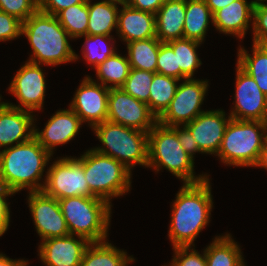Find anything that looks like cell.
Instances as JSON below:
<instances>
[{"instance_id": "obj_16", "label": "cell", "mask_w": 267, "mask_h": 266, "mask_svg": "<svg viewBox=\"0 0 267 266\" xmlns=\"http://www.w3.org/2000/svg\"><path fill=\"white\" fill-rule=\"evenodd\" d=\"M230 120L231 116L226 119L224 111L210 110L200 113L185 126L198 143L201 153L217 155Z\"/></svg>"}, {"instance_id": "obj_23", "label": "cell", "mask_w": 267, "mask_h": 266, "mask_svg": "<svg viewBox=\"0 0 267 266\" xmlns=\"http://www.w3.org/2000/svg\"><path fill=\"white\" fill-rule=\"evenodd\" d=\"M213 14L205 0H186L183 38L202 43Z\"/></svg>"}, {"instance_id": "obj_19", "label": "cell", "mask_w": 267, "mask_h": 266, "mask_svg": "<svg viewBox=\"0 0 267 266\" xmlns=\"http://www.w3.org/2000/svg\"><path fill=\"white\" fill-rule=\"evenodd\" d=\"M80 125V117L70 107L58 110L41 132L34 129V138L52 155L55 146L65 144L76 136Z\"/></svg>"}, {"instance_id": "obj_37", "label": "cell", "mask_w": 267, "mask_h": 266, "mask_svg": "<svg viewBox=\"0 0 267 266\" xmlns=\"http://www.w3.org/2000/svg\"><path fill=\"white\" fill-rule=\"evenodd\" d=\"M253 43L267 47V6L256 5L253 10Z\"/></svg>"}, {"instance_id": "obj_3", "label": "cell", "mask_w": 267, "mask_h": 266, "mask_svg": "<svg viewBox=\"0 0 267 266\" xmlns=\"http://www.w3.org/2000/svg\"><path fill=\"white\" fill-rule=\"evenodd\" d=\"M21 35L32 47L33 55L28 60L32 63L54 66L78 59L69 44V34L54 15L37 10L22 23Z\"/></svg>"}, {"instance_id": "obj_9", "label": "cell", "mask_w": 267, "mask_h": 266, "mask_svg": "<svg viewBox=\"0 0 267 266\" xmlns=\"http://www.w3.org/2000/svg\"><path fill=\"white\" fill-rule=\"evenodd\" d=\"M46 172L42 191L57 200L66 197L95 196L84 175V154L80 158L63 157Z\"/></svg>"}, {"instance_id": "obj_21", "label": "cell", "mask_w": 267, "mask_h": 266, "mask_svg": "<svg viewBox=\"0 0 267 266\" xmlns=\"http://www.w3.org/2000/svg\"><path fill=\"white\" fill-rule=\"evenodd\" d=\"M254 5L247 0H235L213 14V25L219 32L243 38L253 18Z\"/></svg>"}, {"instance_id": "obj_18", "label": "cell", "mask_w": 267, "mask_h": 266, "mask_svg": "<svg viewBox=\"0 0 267 266\" xmlns=\"http://www.w3.org/2000/svg\"><path fill=\"white\" fill-rule=\"evenodd\" d=\"M32 112L0 102V148L22 144L34 137Z\"/></svg>"}, {"instance_id": "obj_13", "label": "cell", "mask_w": 267, "mask_h": 266, "mask_svg": "<svg viewBox=\"0 0 267 266\" xmlns=\"http://www.w3.org/2000/svg\"><path fill=\"white\" fill-rule=\"evenodd\" d=\"M236 73L235 106L230 113L231 118L267 122V95L238 65Z\"/></svg>"}, {"instance_id": "obj_36", "label": "cell", "mask_w": 267, "mask_h": 266, "mask_svg": "<svg viewBox=\"0 0 267 266\" xmlns=\"http://www.w3.org/2000/svg\"><path fill=\"white\" fill-rule=\"evenodd\" d=\"M38 10V0H0V11L16 17L22 23Z\"/></svg>"}, {"instance_id": "obj_40", "label": "cell", "mask_w": 267, "mask_h": 266, "mask_svg": "<svg viewBox=\"0 0 267 266\" xmlns=\"http://www.w3.org/2000/svg\"><path fill=\"white\" fill-rule=\"evenodd\" d=\"M88 0H38V10L56 16L70 6L85 3Z\"/></svg>"}, {"instance_id": "obj_39", "label": "cell", "mask_w": 267, "mask_h": 266, "mask_svg": "<svg viewBox=\"0 0 267 266\" xmlns=\"http://www.w3.org/2000/svg\"><path fill=\"white\" fill-rule=\"evenodd\" d=\"M22 22L16 17L0 11V41H8L21 36Z\"/></svg>"}, {"instance_id": "obj_5", "label": "cell", "mask_w": 267, "mask_h": 266, "mask_svg": "<svg viewBox=\"0 0 267 266\" xmlns=\"http://www.w3.org/2000/svg\"><path fill=\"white\" fill-rule=\"evenodd\" d=\"M266 138L267 122L231 118L217 156L227 165L257 167Z\"/></svg>"}, {"instance_id": "obj_25", "label": "cell", "mask_w": 267, "mask_h": 266, "mask_svg": "<svg viewBox=\"0 0 267 266\" xmlns=\"http://www.w3.org/2000/svg\"><path fill=\"white\" fill-rule=\"evenodd\" d=\"M133 257L105 241L91 242L85 250L80 266H126Z\"/></svg>"}, {"instance_id": "obj_29", "label": "cell", "mask_w": 267, "mask_h": 266, "mask_svg": "<svg viewBox=\"0 0 267 266\" xmlns=\"http://www.w3.org/2000/svg\"><path fill=\"white\" fill-rule=\"evenodd\" d=\"M180 80L155 73L150 85L148 107L157 119L169 107Z\"/></svg>"}, {"instance_id": "obj_4", "label": "cell", "mask_w": 267, "mask_h": 266, "mask_svg": "<svg viewBox=\"0 0 267 266\" xmlns=\"http://www.w3.org/2000/svg\"><path fill=\"white\" fill-rule=\"evenodd\" d=\"M156 171L168 169L184 183H198L207 175L194 176V159L184 150L178 140L177 129L157 122L148 132V164Z\"/></svg>"}, {"instance_id": "obj_45", "label": "cell", "mask_w": 267, "mask_h": 266, "mask_svg": "<svg viewBox=\"0 0 267 266\" xmlns=\"http://www.w3.org/2000/svg\"><path fill=\"white\" fill-rule=\"evenodd\" d=\"M25 260H13L0 253V266H27Z\"/></svg>"}, {"instance_id": "obj_27", "label": "cell", "mask_w": 267, "mask_h": 266, "mask_svg": "<svg viewBox=\"0 0 267 266\" xmlns=\"http://www.w3.org/2000/svg\"><path fill=\"white\" fill-rule=\"evenodd\" d=\"M252 56L240 47L238 50V65L251 76L260 90L267 95V47L253 43Z\"/></svg>"}, {"instance_id": "obj_15", "label": "cell", "mask_w": 267, "mask_h": 266, "mask_svg": "<svg viewBox=\"0 0 267 266\" xmlns=\"http://www.w3.org/2000/svg\"><path fill=\"white\" fill-rule=\"evenodd\" d=\"M110 88L85 77L75 92L70 108L80 117L81 122H87L90 127L107 120L108 94Z\"/></svg>"}, {"instance_id": "obj_44", "label": "cell", "mask_w": 267, "mask_h": 266, "mask_svg": "<svg viewBox=\"0 0 267 266\" xmlns=\"http://www.w3.org/2000/svg\"><path fill=\"white\" fill-rule=\"evenodd\" d=\"M205 1L211 10V13L214 14L216 11L231 4L235 0H205Z\"/></svg>"}, {"instance_id": "obj_31", "label": "cell", "mask_w": 267, "mask_h": 266, "mask_svg": "<svg viewBox=\"0 0 267 266\" xmlns=\"http://www.w3.org/2000/svg\"><path fill=\"white\" fill-rule=\"evenodd\" d=\"M173 49L177 68H180V80L193 78L195 70L202 64L196 53L200 42L187 38H180L167 42Z\"/></svg>"}, {"instance_id": "obj_46", "label": "cell", "mask_w": 267, "mask_h": 266, "mask_svg": "<svg viewBox=\"0 0 267 266\" xmlns=\"http://www.w3.org/2000/svg\"><path fill=\"white\" fill-rule=\"evenodd\" d=\"M257 166L267 169V138H266V140L264 142V145H263V148H262V152H261V156H260V159H259V162H258Z\"/></svg>"}, {"instance_id": "obj_42", "label": "cell", "mask_w": 267, "mask_h": 266, "mask_svg": "<svg viewBox=\"0 0 267 266\" xmlns=\"http://www.w3.org/2000/svg\"><path fill=\"white\" fill-rule=\"evenodd\" d=\"M177 129V136L179 143L184 148V150L192 157L194 158V154L196 152H201L198 143L195 141L194 137L192 136L191 132L188 130V128L183 125V128L181 129L179 126H174Z\"/></svg>"}, {"instance_id": "obj_24", "label": "cell", "mask_w": 267, "mask_h": 266, "mask_svg": "<svg viewBox=\"0 0 267 266\" xmlns=\"http://www.w3.org/2000/svg\"><path fill=\"white\" fill-rule=\"evenodd\" d=\"M204 252L207 266H245L241 249L230 234L216 236Z\"/></svg>"}, {"instance_id": "obj_43", "label": "cell", "mask_w": 267, "mask_h": 266, "mask_svg": "<svg viewBox=\"0 0 267 266\" xmlns=\"http://www.w3.org/2000/svg\"><path fill=\"white\" fill-rule=\"evenodd\" d=\"M166 0H131L128 6L156 14Z\"/></svg>"}, {"instance_id": "obj_12", "label": "cell", "mask_w": 267, "mask_h": 266, "mask_svg": "<svg viewBox=\"0 0 267 266\" xmlns=\"http://www.w3.org/2000/svg\"><path fill=\"white\" fill-rule=\"evenodd\" d=\"M29 208L42 241L70 235L59 201L43 191L29 192Z\"/></svg>"}, {"instance_id": "obj_20", "label": "cell", "mask_w": 267, "mask_h": 266, "mask_svg": "<svg viewBox=\"0 0 267 266\" xmlns=\"http://www.w3.org/2000/svg\"><path fill=\"white\" fill-rule=\"evenodd\" d=\"M118 12L117 34L126 43L156 37V15L130 6Z\"/></svg>"}, {"instance_id": "obj_22", "label": "cell", "mask_w": 267, "mask_h": 266, "mask_svg": "<svg viewBox=\"0 0 267 266\" xmlns=\"http://www.w3.org/2000/svg\"><path fill=\"white\" fill-rule=\"evenodd\" d=\"M186 0H166L157 11L156 38L168 42L183 38Z\"/></svg>"}, {"instance_id": "obj_41", "label": "cell", "mask_w": 267, "mask_h": 266, "mask_svg": "<svg viewBox=\"0 0 267 266\" xmlns=\"http://www.w3.org/2000/svg\"><path fill=\"white\" fill-rule=\"evenodd\" d=\"M15 194L0 182V236L8 229L10 222V210L6 197Z\"/></svg>"}, {"instance_id": "obj_33", "label": "cell", "mask_w": 267, "mask_h": 266, "mask_svg": "<svg viewBox=\"0 0 267 266\" xmlns=\"http://www.w3.org/2000/svg\"><path fill=\"white\" fill-rule=\"evenodd\" d=\"M84 37L86 41L83 45L84 48L82 50V54L84 59L88 61L90 65L93 64V67L103 63L109 56H112L117 52L112 47L113 44L108 45V43H106L108 39L110 41L113 39L111 36L84 35Z\"/></svg>"}, {"instance_id": "obj_26", "label": "cell", "mask_w": 267, "mask_h": 266, "mask_svg": "<svg viewBox=\"0 0 267 266\" xmlns=\"http://www.w3.org/2000/svg\"><path fill=\"white\" fill-rule=\"evenodd\" d=\"M117 4L108 0L91 4L89 0V20L87 35L111 36V31L117 29L118 12Z\"/></svg>"}, {"instance_id": "obj_6", "label": "cell", "mask_w": 267, "mask_h": 266, "mask_svg": "<svg viewBox=\"0 0 267 266\" xmlns=\"http://www.w3.org/2000/svg\"><path fill=\"white\" fill-rule=\"evenodd\" d=\"M58 201L70 235L76 234L90 242L105 241L112 205L96 196L66 197Z\"/></svg>"}, {"instance_id": "obj_32", "label": "cell", "mask_w": 267, "mask_h": 266, "mask_svg": "<svg viewBox=\"0 0 267 266\" xmlns=\"http://www.w3.org/2000/svg\"><path fill=\"white\" fill-rule=\"evenodd\" d=\"M56 18L67 31L70 38H79L87 35L89 20V0L60 11Z\"/></svg>"}, {"instance_id": "obj_34", "label": "cell", "mask_w": 267, "mask_h": 266, "mask_svg": "<svg viewBox=\"0 0 267 266\" xmlns=\"http://www.w3.org/2000/svg\"><path fill=\"white\" fill-rule=\"evenodd\" d=\"M154 74L153 72L131 68L121 88L137 100L147 104L149 101L150 85Z\"/></svg>"}, {"instance_id": "obj_17", "label": "cell", "mask_w": 267, "mask_h": 266, "mask_svg": "<svg viewBox=\"0 0 267 266\" xmlns=\"http://www.w3.org/2000/svg\"><path fill=\"white\" fill-rule=\"evenodd\" d=\"M74 235L49 238L39 245V256L46 266H80L90 241Z\"/></svg>"}, {"instance_id": "obj_38", "label": "cell", "mask_w": 267, "mask_h": 266, "mask_svg": "<svg viewBox=\"0 0 267 266\" xmlns=\"http://www.w3.org/2000/svg\"><path fill=\"white\" fill-rule=\"evenodd\" d=\"M190 248L192 246L173 248L175 255L170 266H207L205 252L201 255L195 249ZM189 250H191L190 253Z\"/></svg>"}, {"instance_id": "obj_48", "label": "cell", "mask_w": 267, "mask_h": 266, "mask_svg": "<svg viewBox=\"0 0 267 266\" xmlns=\"http://www.w3.org/2000/svg\"><path fill=\"white\" fill-rule=\"evenodd\" d=\"M264 1H267V0H254V1H251V3L256 6V5H264Z\"/></svg>"}, {"instance_id": "obj_47", "label": "cell", "mask_w": 267, "mask_h": 266, "mask_svg": "<svg viewBox=\"0 0 267 266\" xmlns=\"http://www.w3.org/2000/svg\"><path fill=\"white\" fill-rule=\"evenodd\" d=\"M110 1L111 3H115V4H121L122 6H127L130 4V1L131 0H108Z\"/></svg>"}, {"instance_id": "obj_10", "label": "cell", "mask_w": 267, "mask_h": 266, "mask_svg": "<svg viewBox=\"0 0 267 266\" xmlns=\"http://www.w3.org/2000/svg\"><path fill=\"white\" fill-rule=\"evenodd\" d=\"M208 81L197 79H184L179 84L176 93L165 112L158 118V122L165 126L186 125L194 120L200 113V109L208 90Z\"/></svg>"}, {"instance_id": "obj_30", "label": "cell", "mask_w": 267, "mask_h": 266, "mask_svg": "<svg viewBox=\"0 0 267 266\" xmlns=\"http://www.w3.org/2000/svg\"><path fill=\"white\" fill-rule=\"evenodd\" d=\"M96 75L101 84L108 88H121L130 72V63L127 57L118 53L109 56L103 63L95 67ZM112 83V85H106Z\"/></svg>"}, {"instance_id": "obj_35", "label": "cell", "mask_w": 267, "mask_h": 266, "mask_svg": "<svg viewBox=\"0 0 267 266\" xmlns=\"http://www.w3.org/2000/svg\"><path fill=\"white\" fill-rule=\"evenodd\" d=\"M156 73L180 80V68H177L176 55L167 42L160 44Z\"/></svg>"}, {"instance_id": "obj_2", "label": "cell", "mask_w": 267, "mask_h": 266, "mask_svg": "<svg viewBox=\"0 0 267 266\" xmlns=\"http://www.w3.org/2000/svg\"><path fill=\"white\" fill-rule=\"evenodd\" d=\"M52 155L33 137L31 140L0 151V182L12 192L24 188L42 191L39 183Z\"/></svg>"}, {"instance_id": "obj_14", "label": "cell", "mask_w": 267, "mask_h": 266, "mask_svg": "<svg viewBox=\"0 0 267 266\" xmlns=\"http://www.w3.org/2000/svg\"><path fill=\"white\" fill-rule=\"evenodd\" d=\"M40 64L26 62L14 76L9 92L19 100L21 104L14 106L12 103H6L11 107L27 110H40L43 107L46 83L43 70ZM22 105V107H21ZM25 107V108H24Z\"/></svg>"}, {"instance_id": "obj_28", "label": "cell", "mask_w": 267, "mask_h": 266, "mask_svg": "<svg viewBox=\"0 0 267 266\" xmlns=\"http://www.w3.org/2000/svg\"><path fill=\"white\" fill-rule=\"evenodd\" d=\"M161 43L156 37L127 43L130 67L156 73Z\"/></svg>"}, {"instance_id": "obj_7", "label": "cell", "mask_w": 267, "mask_h": 266, "mask_svg": "<svg viewBox=\"0 0 267 266\" xmlns=\"http://www.w3.org/2000/svg\"><path fill=\"white\" fill-rule=\"evenodd\" d=\"M92 129L103 144L102 148H93L96 152L116 159L130 171L136 164L147 167V132L108 120L95 125Z\"/></svg>"}, {"instance_id": "obj_11", "label": "cell", "mask_w": 267, "mask_h": 266, "mask_svg": "<svg viewBox=\"0 0 267 266\" xmlns=\"http://www.w3.org/2000/svg\"><path fill=\"white\" fill-rule=\"evenodd\" d=\"M107 120L147 133L158 122L148 104L137 100L122 88H110Z\"/></svg>"}, {"instance_id": "obj_8", "label": "cell", "mask_w": 267, "mask_h": 266, "mask_svg": "<svg viewBox=\"0 0 267 266\" xmlns=\"http://www.w3.org/2000/svg\"><path fill=\"white\" fill-rule=\"evenodd\" d=\"M84 175L90 191L111 204L112 197L127 193L131 185V171L116 159L94 149L84 153Z\"/></svg>"}, {"instance_id": "obj_1", "label": "cell", "mask_w": 267, "mask_h": 266, "mask_svg": "<svg viewBox=\"0 0 267 266\" xmlns=\"http://www.w3.org/2000/svg\"><path fill=\"white\" fill-rule=\"evenodd\" d=\"M209 178L184 183L172 205L169 239L175 247H191L201 230L210 222L213 207Z\"/></svg>"}]
</instances>
